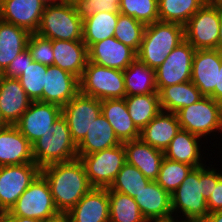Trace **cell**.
<instances>
[{"mask_svg":"<svg viewBox=\"0 0 222 222\" xmlns=\"http://www.w3.org/2000/svg\"><path fill=\"white\" fill-rule=\"evenodd\" d=\"M41 174L48 181L55 206L61 214H66L93 188L79 158L45 166L41 168Z\"/></svg>","mask_w":222,"mask_h":222,"instance_id":"1","label":"cell"},{"mask_svg":"<svg viewBox=\"0 0 222 222\" xmlns=\"http://www.w3.org/2000/svg\"><path fill=\"white\" fill-rule=\"evenodd\" d=\"M184 40V26L181 24L158 21L146 25L137 59L156 69Z\"/></svg>","mask_w":222,"mask_h":222,"instance_id":"2","label":"cell"},{"mask_svg":"<svg viewBox=\"0 0 222 222\" xmlns=\"http://www.w3.org/2000/svg\"><path fill=\"white\" fill-rule=\"evenodd\" d=\"M50 132L32 144L34 162L40 168L78 158L77 145L72 140L69 126L62 115Z\"/></svg>","mask_w":222,"mask_h":222,"instance_id":"3","label":"cell"},{"mask_svg":"<svg viewBox=\"0 0 222 222\" xmlns=\"http://www.w3.org/2000/svg\"><path fill=\"white\" fill-rule=\"evenodd\" d=\"M36 33L50 40L82 41L83 20L73 3L61 1L44 8Z\"/></svg>","mask_w":222,"mask_h":222,"instance_id":"4","label":"cell"},{"mask_svg":"<svg viewBox=\"0 0 222 222\" xmlns=\"http://www.w3.org/2000/svg\"><path fill=\"white\" fill-rule=\"evenodd\" d=\"M171 206L173 214L178 216L176 213H180V218L185 221H203L207 217L209 212L203 196V166L193 168L171 194Z\"/></svg>","mask_w":222,"mask_h":222,"instance_id":"5","label":"cell"},{"mask_svg":"<svg viewBox=\"0 0 222 222\" xmlns=\"http://www.w3.org/2000/svg\"><path fill=\"white\" fill-rule=\"evenodd\" d=\"M79 92L101 101L123 99L126 97L123 71L87 61L79 79Z\"/></svg>","mask_w":222,"mask_h":222,"instance_id":"6","label":"cell"},{"mask_svg":"<svg viewBox=\"0 0 222 222\" xmlns=\"http://www.w3.org/2000/svg\"><path fill=\"white\" fill-rule=\"evenodd\" d=\"M180 128L198 135L211 136L210 133L222 132V103L211 97H203L196 103L184 107L176 112Z\"/></svg>","mask_w":222,"mask_h":222,"instance_id":"7","label":"cell"},{"mask_svg":"<svg viewBox=\"0 0 222 222\" xmlns=\"http://www.w3.org/2000/svg\"><path fill=\"white\" fill-rule=\"evenodd\" d=\"M11 215L52 220L61 213L55 206L48 181L40 173L8 211Z\"/></svg>","mask_w":222,"mask_h":222,"instance_id":"8","label":"cell"},{"mask_svg":"<svg viewBox=\"0 0 222 222\" xmlns=\"http://www.w3.org/2000/svg\"><path fill=\"white\" fill-rule=\"evenodd\" d=\"M83 162L88 180L93 188H109L126 163L123 143L87 155H78Z\"/></svg>","mask_w":222,"mask_h":222,"instance_id":"9","label":"cell"},{"mask_svg":"<svg viewBox=\"0 0 222 222\" xmlns=\"http://www.w3.org/2000/svg\"><path fill=\"white\" fill-rule=\"evenodd\" d=\"M220 10L206 2L184 25L185 40L195 50L217 49Z\"/></svg>","mask_w":222,"mask_h":222,"instance_id":"10","label":"cell"},{"mask_svg":"<svg viewBox=\"0 0 222 222\" xmlns=\"http://www.w3.org/2000/svg\"><path fill=\"white\" fill-rule=\"evenodd\" d=\"M194 47L186 40L175 47L166 60L155 69L158 93L167 86L191 81Z\"/></svg>","mask_w":222,"mask_h":222,"instance_id":"11","label":"cell"},{"mask_svg":"<svg viewBox=\"0 0 222 222\" xmlns=\"http://www.w3.org/2000/svg\"><path fill=\"white\" fill-rule=\"evenodd\" d=\"M100 115L101 100L80 92L62 107V116L76 145L85 138L90 126Z\"/></svg>","mask_w":222,"mask_h":222,"instance_id":"12","label":"cell"},{"mask_svg":"<svg viewBox=\"0 0 222 222\" xmlns=\"http://www.w3.org/2000/svg\"><path fill=\"white\" fill-rule=\"evenodd\" d=\"M41 173L35 163L0 166V203L9 211L21 194Z\"/></svg>","mask_w":222,"mask_h":222,"instance_id":"13","label":"cell"},{"mask_svg":"<svg viewBox=\"0 0 222 222\" xmlns=\"http://www.w3.org/2000/svg\"><path fill=\"white\" fill-rule=\"evenodd\" d=\"M61 115L62 107L59 105L32 101L15 126L33 144L42 136L51 133V127Z\"/></svg>","mask_w":222,"mask_h":222,"instance_id":"14","label":"cell"},{"mask_svg":"<svg viewBox=\"0 0 222 222\" xmlns=\"http://www.w3.org/2000/svg\"><path fill=\"white\" fill-rule=\"evenodd\" d=\"M221 62L222 52L217 49H200L194 53L191 82L205 97L213 98Z\"/></svg>","mask_w":222,"mask_h":222,"instance_id":"15","label":"cell"},{"mask_svg":"<svg viewBox=\"0 0 222 222\" xmlns=\"http://www.w3.org/2000/svg\"><path fill=\"white\" fill-rule=\"evenodd\" d=\"M44 8L39 0H0V19L36 33Z\"/></svg>","mask_w":222,"mask_h":222,"instance_id":"16","label":"cell"},{"mask_svg":"<svg viewBox=\"0 0 222 222\" xmlns=\"http://www.w3.org/2000/svg\"><path fill=\"white\" fill-rule=\"evenodd\" d=\"M136 58L137 53L115 37L99 41L88 49V61L122 71Z\"/></svg>","mask_w":222,"mask_h":222,"instance_id":"17","label":"cell"},{"mask_svg":"<svg viewBox=\"0 0 222 222\" xmlns=\"http://www.w3.org/2000/svg\"><path fill=\"white\" fill-rule=\"evenodd\" d=\"M65 215L69 222H109V190L92 188Z\"/></svg>","mask_w":222,"mask_h":222,"instance_id":"18","label":"cell"},{"mask_svg":"<svg viewBox=\"0 0 222 222\" xmlns=\"http://www.w3.org/2000/svg\"><path fill=\"white\" fill-rule=\"evenodd\" d=\"M79 93V79L54 65L47 66L43 102L65 106Z\"/></svg>","mask_w":222,"mask_h":222,"instance_id":"19","label":"cell"},{"mask_svg":"<svg viewBox=\"0 0 222 222\" xmlns=\"http://www.w3.org/2000/svg\"><path fill=\"white\" fill-rule=\"evenodd\" d=\"M32 100L18 78L3 76L0 80V113L8 125H15L29 108Z\"/></svg>","mask_w":222,"mask_h":222,"instance_id":"20","label":"cell"},{"mask_svg":"<svg viewBox=\"0 0 222 222\" xmlns=\"http://www.w3.org/2000/svg\"><path fill=\"white\" fill-rule=\"evenodd\" d=\"M34 162L32 144L15 125L0 129V166Z\"/></svg>","mask_w":222,"mask_h":222,"instance_id":"21","label":"cell"},{"mask_svg":"<svg viewBox=\"0 0 222 222\" xmlns=\"http://www.w3.org/2000/svg\"><path fill=\"white\" fill-rule=\"evenodd\" d=\"M126 162L137 167L146 178L156 181L164 159V152L143 142L140 138L123 143Z\"/></svg>","mask_w":222,"mask_h":222,"instance_id":"22","label":"cell"},{"mask_svg":"<svg viewBox=\"0 0 222 222\" xmlns=\"http://www.w3.org/2000/svg\"><path fill=\"white\" fill-rule=\"evenodd\" d=\"M180 130L176 113L161 111L140 131V139L164 152Z\"/></svg>","mask_w":222,"mask_h":222,"instance_id":"23","label":"cell"},{"mask_svg":"<svg viewBox=\"0 0 222 222\" xmlns=\"http://www.w3.org/2000/svg\"><path fill=\"white\" fill-rule=\"evenodd\" d=\"M101 114L108 120L121 143L140 138V130L130 117L125 98L102 100Z\"/></svg>","mask_w":222,"mask_h":222,"instance_id":"24","label":"cell"},{"mask_svg":"<svg viewBox=\"0 0 222 222\" xmlns=\"http://www.w3.org/2000/svg\"><path fill=\"white\" fill-rule=\"evenodd\" d=\"M52 47L54 52L53 65L80 79L88 61V49L84 42L52 40Z\"/></svg>","mask_w":222,"mask_h":222,"instance_id":"25","label":"cell"},{"mask_svg":"<svg viewBox=\"0 0 222 222\" xmlns=\"http://www.w3.org/2000/svg\"><path fill=\"white\" fill-rule=\"evenodd\" d=\"M201 137L181 129L170 141L169 146L164 151V157L180 163L191 165L197 168L205 165L201 155Z\"/></svg>","mask_w":222,"mask_h":222,"instance_id":"26","label":"cell"},{"mask_svg":"<svg viewBox=\"0 0 222 222\" xmlns=\"http://www.w3.org/2000/svg\"><path fill=\"white\" fill-rule=\"evenodd\" d=\"M134 200L146 220L173 214L171 195L156 181H150Z\"/></svg>","mask_w":222,"mask_h":222,"instance_id":"27","label":"cell"},{"mask_svg":"<svg viewBox=\"0 0 222 222\" xmlns=\"http://www.w3.org/2000/svg\"><path fill=\"white\" fill-rule=\"evenodd\" d=\"M29 36L30 33L26 29L0 19V69L2 72L27 48Z\"/></svg>","mask_w":222,"mask_h":222,"instance_id":"28","label":"cell"},{"mask_svg":"<svg viewBox=\"0 0 222 222\" xmlns=\"http://www.w3.org/2000/svg\"><path fill=\"white\" fill-rule=\"evenodd\" d=\"M122 144L108 120L101 114L90 126L85 138L77 145L78 155H87Z\"/></svg>","mask_w":222,"mask_h":222,"instance_id":"29","label":"cell"},{"mask_svg":"<svg viewBox=\"0 0 222 222\" xmlns=\"http://www.w3.org/2000/svg\"><path fill=\"white\" fill-rule=\"evenodd\" d=\"M203 97L191 81L164 87L159 92L161 110L172 113L198 102Z\"/></svg>","mask_w":222,"mask_h":222,"instance_id":"30","label":"cell"},{"mask_svg":"<svg viewBox=\"0 0 222 222\" xmlns=\"http://www.w3.org/2000/svg\"><path fill=\"white\" fill-rule=\"evenodd\" d=\"M126 96L158 92L155 69L148 67L137 58L123 71Z\"/></svg>","mask_w":222,"mask_h":222,"instance_id":"31","label":"cell"},{"mask_svg":"<svg viewBox=\"0 0 222 222\" xmlns=\"http://www.w3.org/2000/svg\"><path fill=\"white\" fill-rule=\"evenodd\" d=\"M118 15L111 12H99L83 20L82 41L87 49L99 41L114 37Z\"/></svg>","mask_w":222,"mask_h":222,"instance_id":"32","label":"cell"},{"mask_svg":"<svg viewBox=\"0 0 222 222\" xmlns=\"http://www.w3.org/2000/svg\"><path fill=\"white\" fill-rule=\"evenodd\" d=\"M125 102L132 121L140 131L162 111L158 92L126 96Z\"/></svg>","mask_w":222,"mask_h":222,"instance_id":"33","label":"cell"},{"mask_svg":"<svg viewBox=\"0 0 222 222\" xmlns=\"http://www.w3.org/2000/svg\"><path fill=\"white\" fill-rule=\"evenodd\" d=\"M206 0H158L159 21L185 25Z\"/></svg>","mask_w":222,"mask_h":222,"instance_id":"34","label":"cell"},{"mask_svg":"<svg viewBox=\"0 0 222 222\" xmlns=\"http://www.w3.org/2000/svg\"><path fill=\"white\" fill-rule=\"evenodd\" d=\"M109 221L146 222L134 198L109 190Z\"/></svg>","mask_w":222,"mask_h":222,"instance_id":"35","label":"cell"},{"mask_svg":"<svg viewBox=\"0 0 222 222\" xmlns=\"http://www.w3.org/2000/svg\"><path fill=\"white\" fill-rule=\"evenodd\" d=\"M150 181L137 167L126 162L107 189L134 198Z\"/></svg>","mask_w":222,"mask_h":222,"instance_id":"36","label":"cell"},{"mask_svg":"<svg viewBox=\"0 0 222 222\" xmlns=\"http://www.w3.org/2000/svg\"><path fill=\"white\" fill-rule=\"evenodd\" d=\"M145 28V24L133 17L119 14L114 37L137 53L143 40Z\"/></svg>","mask_w":222,"mask_h":222,"instance_id":"37","label":"cell"},{"mask_svg":"<svg viewBox=\"0 0 222 222\" xmlns=\"http://www.w3.org/2000/svg\"><path fill=\"white\" fill-rule=\"evenodd\" d=\"M47 65L33 61L28 64L22 75L18 78L22 88L32 101L43 102V89Z\"/></svg>","mask_w":222,"mask_h":222,"instance_id":"38","label":"cell"},{"mask_svg":"<svg viewBox=\"0 0 222 222\" xmlns=\"http://www.w3.org/2000/svg\"><path fill=\"white\" fill-rule=\"evenodd\" d=\"M192 169L191 165L164 157L156 182L171 195Z\"/></svg>","mask_w":222,"mask_h":222,"instance_id":"39","label":"cell"},{"mask_svg":"<svg viewBox=\"0 0 222 222\" xmlns=\"http://www.w3.org/2000/svg\"><path fill=\"white\" fill-rule=\"evenodd\" d=\"M120 14L145 25L159 21L158 0H120Z\"/></svg>","mask_w":222,"mask_h":222,"instance_id":"40","label":"cell"},{"mask_svg":"<svg viewBox=\"0 0 222 222\" xmlns=\"http://www.w3.org/2000/svg\"><path fill=\"white\" fill-rule=\"evenodd\" d=\"M27 48L35 62L50 66L54 62L52 40L42 37L37 33H31L27 42Z\"/></svg>","mask_w":222,"mask_h":222,"instance_id":"41","label":"cell"},{"mask_svg":"<svg viewBox=\"0 0 222 222\" xmlns=\"http://www.w3.org/2000/svg\"><path fill=\"white\" fill-rule=\"evenodd\" d=\"M73 4L82 20L99 12L120 14V0H76Z\"/></svg>","mask_w":222,"mask_h":222,"instance_id":"42","label":"cell"},{"mask_svg":"<svg viewBox=\"0 0 222 222\" xmlns=\"http://www.w3.org/2000/svg\"><path fill=\"white\" fill-rule=\"evenodd\" d=\"M33 61L34 60L28 48H26L17 57L13 59L7 69L3 72V76L19 78L24 72L25 68L28 66V64H32Z\"/></svg>","mask_w":222,"mask_h":222,"instance_id":"43","label":"cell"},{"mask_svg":"<svg viewBox=\"0 0 222 222\" xmlns=\"http://www.w3.org/2000/svg\"><path fill=\"white\" fill-rule=\"evenodd\" d=\"M210 167L206 164L203 165V196L206 200L211 196L217 182L222 178V171L218 170L217 172V169Z\"/></svg>","mask_w":222,"mask_h":222,"instance_id":"44","label":"cell"},{"mask_svg":"<svg viewBox=\"0 0 222 222\" xmlns=\"http://www.w3.org/2000/svg\"><path fill=\"white\" fill-rule=\"evenodd\" d=\"M208 212L222 211V178L217 182L211 196L207 200Z\"/></svg>","mask_w":222,"mask_h":222,"instance_id":"45","label":"cell"},{"mask_svg":"<svg viewBox=\"0 0 222 222\" xmlns=\"http://www.w3.org/2000/svg\"><path fill=\"white\" fill-rule=\"evenodd\" d=\"M0 222H45L44 220L11 215L8 211L0 217Z\"/></svg>","mask_w":222,"mask_h":222,"instance_id":"46","label":"cell"},{"mask_svg":"<svg viewBox=\"0 0 222 222\" xmlns=\"http://www.w3.org/2000/svg\"><path fill=\"white\" fill-rule=\"evenodd\" d=\"M213 99L217 102L222 103V62L220 71H218L217 85L213 91Z\"/></svg>","mask_w":222,"mask_h":222,"instance_id":"47","label":"cell"},{"mask_svg":"<svg viewBox=\"0 0 222 222\" xmlns=\"http://www.w3.org/2000/svg\"><path fill=\"white\" fill-rule=\"evenodd\" d=\"M177 217L179 218V216H176L175 214H171L165 217L151 218V219L146 220V222H185V220L181 218H179L181 220L179 221Z\"/></svg>","mask_w":222,"mask_h":222,"instance_id":"48","label":"cell"},{"mask_svg":"<svg viewBox=\"0 0 222 222\" xmlns=\"http://www.w3.org/2000/svg\"><path fill=\"white\" fill-rule=\"evenodd\" d=\"M203 221L204 222H222V211L208 213L207 217Z\"/></svg>","mask_w":222,"mask_h":222,"instance_id":"49","label":"cell"},{"mask_svg":"<svg viewBox=\"0 0 222 222\" xmlns=\"http://www.w3.org/2000/svg\"><path fill=\"white\" fill-rule=\"evenodd\" d=\"M217 50L222 52V11H220V26Z\"/></svg>","mask_w":222,"mask_h":222,"instance_id":"50","label":"cell"},{"mask_svg":"<svg viewBox=\"0 0 222 222\" xmlns=\"http://www.w3.org/2000/svg\"><path fill=\"white\" fill-rule=\"evenodd\" d=\"M45 222H69V220L65 214H61L58 217H56L52 220L45 221Z\"/></svg>","mask_w":222,"mask_h":222,"instance_id":"51","label":"cell"},{"mask_svg":"<svg viewBox=\"0 0 222 222\" xmlns=\"http://www.w3.org/2000/svg\"><path fill=\"white\" fill-rule=\"evenodd\" d=\"M45 7L46 6H51V5H56L61 2V0H39Z\"/></svg>","mask_w":222,"mask_h":222,"instance_id":"52","label":"cell"},{"mask_svg":"<svg viewBox=\"0 0 222 222\" xmlns=\"http://www.w3.org/2000/svg\"><path fill=\"white\" fill-rule=\"evenodd\" d=\"M208 2L212 6L218 8L220 11H222V0H209Z\"/></svg>","mask_w":222,"mask_h":222,"instance_id":"53","label":"cell"},{"mask_svg":"<svg viewBox=\"0 0 222 222\" xmlns=\"http://www.w3.org/2000/svg\"><path fill=\"white\" fill-rule=\"evenodd\" d=\"M7 126H8V124L4 121V119L2 118L1 113H0V129H3Z\"/></svg>","mask_w":222,"mask_h":222,"instance_id":"54","label":"cell"},{"mask_svg":"<svg viewBox=\"0 0 222 222\" xmlns=\"http://www.w3.org/2000/svg\"><path fill=\"white\" fill-rule=\"evenodd\" d=\"M7 211L1 206V203H0V217L5 214Z\"/></svg>","mask_w":222,"mask_h":222,"instance_id":"55","label":"cell"},{"mask_svg":"<svg viewBox=\"0 0 222 222\" xmlns=\"http://www.w3.org/2000/svg\"><path fill=\"white\" fill-rule=\"evenodd\" d=\"M62 2L74 3L76 0H61Z\"/></svg>","mask_w":222,"mask_h":222,"instance_id":"56","label":"cell"},{"mask_svg":"<svg viewBox=\"0 0 222 222\" xmlns=\"http://www.w3.org/2000/svg\"><path fill=\"white\" fill-rule=\"evenodd\" d=\"M2 77H3V72L0 69V80L2 79Z\"/></svg>","mask_w":222,"mask_h":222,"instance_id":"57","label":"cell"},{"mask_svg":"<svg viewBox=\"0 0 222 222\" xmlns=\"http://www.w3.org/2000/svg\"><path fill=\"white\" fill-rule=\"evenodd\" d=\"M185 222H204V221H185Z\"/></svg>","mask_w":222,"mask_h":222,"instance_id":"58","label":"cell"}]
</instances>
